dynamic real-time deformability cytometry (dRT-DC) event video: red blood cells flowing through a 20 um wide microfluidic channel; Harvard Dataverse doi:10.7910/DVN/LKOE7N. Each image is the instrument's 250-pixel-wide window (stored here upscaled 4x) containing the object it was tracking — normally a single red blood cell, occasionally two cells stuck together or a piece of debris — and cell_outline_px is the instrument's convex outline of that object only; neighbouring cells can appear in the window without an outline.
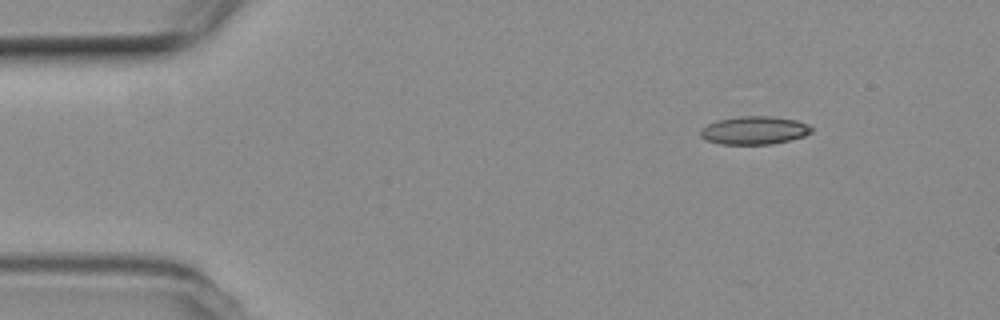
{"species": "common noctule bat (a hibernating species)", "species_latin": "Nyctalus noctula", "temperature_condition": "room temperature", "stored_images_in_passage": 9, "camera_frame_rate_fps": 3000, "um_per_image_px": 0.085, "animal": {"sex": "female", "body_mass_g": 19.3, "forearm_length_mm": 54.1}, "frame": {"image": 1, "passage_image": 1, "time_ms": 0.0, "image_size_px": [1000, 320], "cell_outline_px": [[812, 132], [804, 136], [772, 144], [720, 144], [704, 140], [700, 136], [700, 132], [708, 124], [716, 120], [740, 116], [772, 116], [796, 120], [808, 124], [812, 128]], "centroid_in_image_um": [64.11, 11.08], "position_along_channel_um": 20.9, "area_um2": 18.21}}